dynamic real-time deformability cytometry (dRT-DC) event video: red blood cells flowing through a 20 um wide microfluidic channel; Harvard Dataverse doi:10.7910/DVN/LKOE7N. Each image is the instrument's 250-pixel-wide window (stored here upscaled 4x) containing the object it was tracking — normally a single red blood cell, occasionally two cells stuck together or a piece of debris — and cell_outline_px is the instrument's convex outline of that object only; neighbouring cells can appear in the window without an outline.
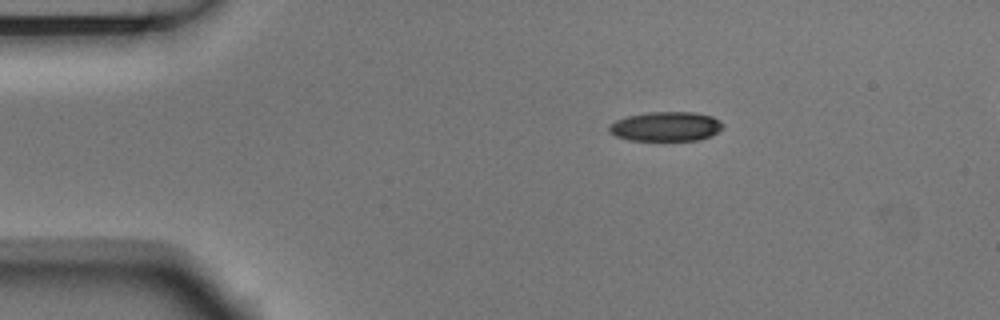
{"species": "Egyptian fruit bat (a non-hibernating species)", "species_latin": "Rousettus aegyptiacus", "temperature_condition": "room temperature", "stored_images_in_passage": 7, "camera_frame_rate_fps": 3000, "um_per_image_px": 0.085, "animal": {"sex": "male"}, "frame": {"image": 1, "passage_image": 1, "time_ms": 0.0, "image_size_px": [1000, 320], "cell_outline_px": [[724, 128], [700, 140], [628, 140], [616, 136], [608, 132], [608, 124], [616, 120], [628, 116], [648, 112], [696, 112], [712, 116], [720, 120], [724, 124]], "centroid_in_image_um": [56.59, 10.74], "position_along_channel_um": 28.4, "area_um2": 19.65}}
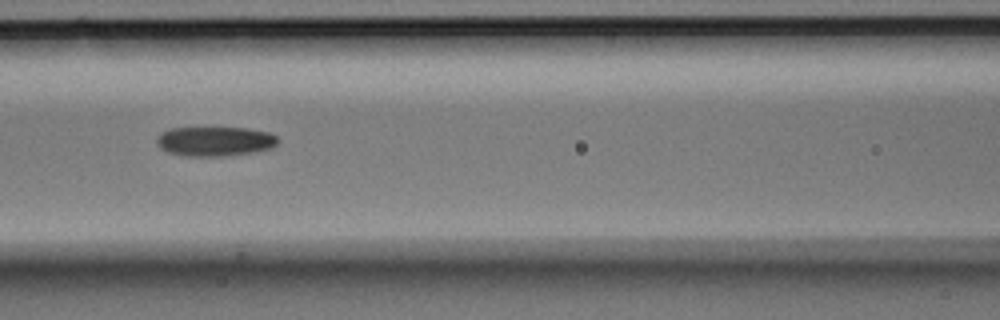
{"frame": {"image": 2, "passage_image": 5, "time_ms": 1.333, "image_size_px": [1000, 320], "cell_outline_px": [[276, 144], [272, 148], [252, 152], [224, 156], [184, 156], [168, 152], [160, 148], [156, 144], [156, 136], [160, 132], [172, 128], [248, 128], [268, 132], [276, 136]], "centroid_in_image_um": [18.21, 12.01], "position_along_channel_um": 148.4, "area_um2": 20.87}}
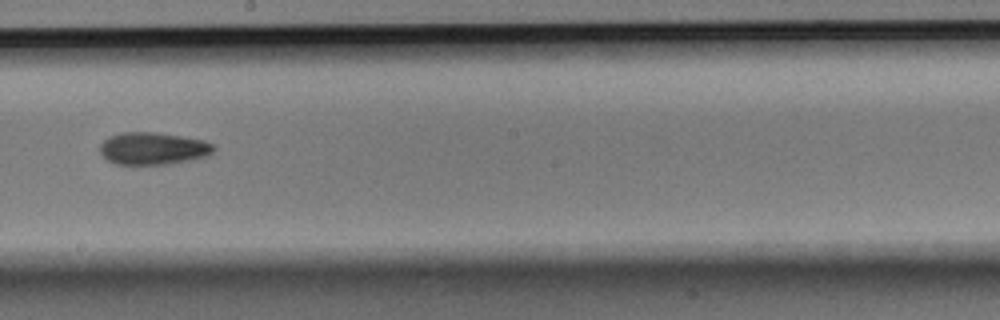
{"frame": {"image": 3, "passage_image": 7, "time_ms": 2.0, "image_size_px": [1000, 320], "cell_outline_px": [[216, 148], [212, 152], [204, 156], [164, 164], [116, 164], [108, 160], [100, 152], [100, 144], [108, 136], [120, 132], [156, 132], [204, 140], [212, 144]], "centroid_in_image_um": [12.95, 12.6], "position_along_channel_um": 235.2, "area_um2": 21.1}}